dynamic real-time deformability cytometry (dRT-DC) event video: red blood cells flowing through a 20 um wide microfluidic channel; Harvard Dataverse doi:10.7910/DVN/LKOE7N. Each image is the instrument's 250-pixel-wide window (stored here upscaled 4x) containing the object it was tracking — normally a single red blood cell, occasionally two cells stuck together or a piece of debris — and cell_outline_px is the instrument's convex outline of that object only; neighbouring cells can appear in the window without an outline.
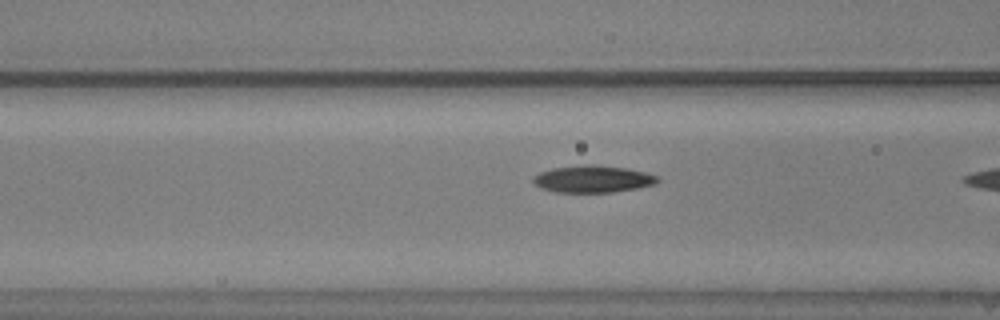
{"species": "common noctule bat (a hibernating species)", "species_latin": "Nyctalus noctula", "temperature_condition": "warm", "stored_images_in_passage": 19, "camera_frame_rate_fps": 3000, "um_per_image_px": 0.085, "animal": {"sex": "male", "body_mass_g": 20.5, "forearm_length_mm": 52.5}, "frame": {"image": 1, "passage_image": 18, "time_ms": 5.667, "image_size_px": [1000, 320], "cell_outline_px": [[660, 180], [656, 184], [640, 188], [612, 192], [556, 192], [540, 188], [532, 184], [532, 176], [540, 172], [552, 168], [588, 164], [592, 164], [628, 168], [660, 176]], "centroid_in_image_um": [50.39, 15.21], "position_along_channel_um": 116.2, "area_um2": 19.94}}